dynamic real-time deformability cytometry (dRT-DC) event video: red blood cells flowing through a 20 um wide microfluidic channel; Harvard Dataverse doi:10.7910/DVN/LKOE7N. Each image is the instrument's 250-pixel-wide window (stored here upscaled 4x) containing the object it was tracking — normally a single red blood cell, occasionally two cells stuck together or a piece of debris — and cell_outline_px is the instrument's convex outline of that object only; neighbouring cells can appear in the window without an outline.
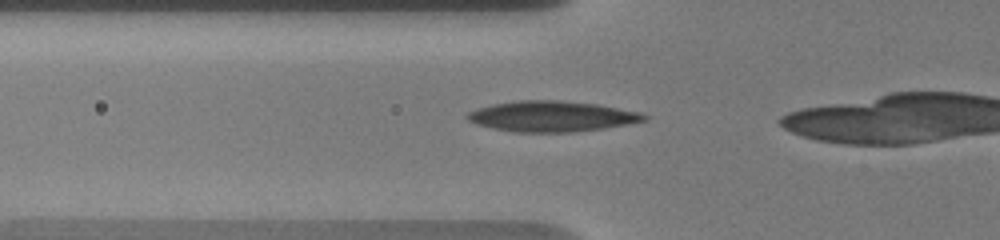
{"species": "human", "species_latin": "Homo sapiens", "temperature_condition": "warm", "stored_images_in_passage": 8, "camera_frame_rate_fps": 3000, "um_per_image_px": 0.085, "donor": {"sex": "male"}, "frame": {"image": 1, "passage_image": 2, "time_ms": 0.333, "image_size_px": [1000, 240], "cell_outline_px": [[648, 120], [628, 124], [604, 128], [572, 132], [512, 132], [492, 128], [476, 124], [468, 120], [464, 116], [468, 112], [492, 104], [516, 100], [560, 100], [596, 104], [640, 112], [648, 116]], "centroid_in_image_um": [46.89, 9.89], "position_along_channel_um": 78.9, "area_um2": 31.62}}
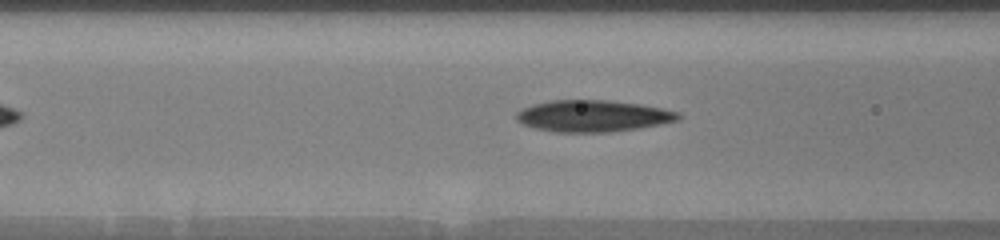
{"frame": {"image": 2, "passage_image": 5, "time_ms": 1.333, "image_size_px": [1000, 240], "cell_outline_px": [[680, 120], [640, 128], [608, 132], [556, 132], [536, 128], [524, 124], [516, 120], [516, 112], [520, 108], [532, 104], [552, 100], [608, 100], [640, 104], [680, 112]], "centroid_in_image_um": [50.39, 9.85], "position_along_channel_um": 116.2, "area_um2": 29.88}}